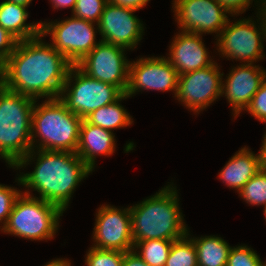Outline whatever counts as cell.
<instances>
[{"label":"cell","mask_w":266,"mask_h":266,"mask_svg":"<svg viewBox=\"0 0 266 266\" xmlns=\"http://www.w3.org/2000/svg\"><path fill=\"white\" fill-rule=\"evenodd\" d=\"M115 140L112 131L88 123L83 119L80 125L76 154L93 171L96 167L97 155L111 156L115 152Z\"/></svg>","instance_id":"obj_18"},{"label":"cell","mask_w":266,"mask_h":266,"mask_svg":"<svg viewBox=\"0 0 266 266\" xmlns=\"http://www.w3.org/2000/svg\"><path fill=\"white\" fill-rule=\"evenodd\" d=\"M263 168L262 152L254 154L248 147L238 150L219 172L218 178L239 192Z\"/></svg>","instance_id":"obj_19"},{"label":"cell","mask_w":266,"mask_h":266,"mask_svg":"<svg viewBox=\"0 0 266 266\" xmlns=\"http://www.w3.org/2000/svg\"><path fill=\"white\" fill-rule=\"evenodd\" d=\"M217 1L221 7L228 12L231 16L240 15L249 7L253 0H215Z\"/></svg>","instance_id":"obj_32"},{"label":"cell","mask_w":266,"mask_h":266,"mask_svg":"<svg viewBox=\"0 0 266 266\" xmlns=\"http://www.w3.org/2000/svg\"><path fill=\"white\" fill-rule=\"evenodd\" d=\"M137 10L107 3L98 23L103 42L134 50L144 35V24L134 14Z\"/></svg>","instance_id":"obj_15"},{"label":"cell","mask_w":266,"mask_h":266,"mask_svg":"<svg viewBox=\"0 0 266 266\" xmlns=\"http://www.w3.org/2000/svg\"><path fill=\"white\" fill-rule=\"evenodd\" d=\"M123 94L120 88L91 78L72 65L59 99L69 111L84 119L96 109L117 101Z\"/></svg>","instance_id":"obj_7"},{"label":"cell","mask_w":266,"mask_h":266,"mask_svg":"<svg viewBox=\"0 0 266 266\" xmlns=\"http://www.w3.org/2000/svg\"><path fill=\"white\" fill-rule=\"evenodd\" d=\"M127 98L129 97L124 93L117 101L96 109L84 119L88 123L112 132L115 129L130 126L134 122L132 116L126 111L124 106L119 103Z\"/></svg>","instance_id":"obj_22"},{"label":"cell","mask_w":266,"mask_h":266,"mask_svg":"<svg viewBox=\"0 0 266 266\" xmlns=\"http://www.w3.org/2000/svg\"><path fill=\"white\" fill-rule=\"evenodd\" d=\"M173 39L167 59L179 75L208 67L214 62L201 34L179 31Z\"/></svg>","instance_id":"obj_17"},{"label":"cell","mask_w":266,"mask_h":266,"mask_svg":"<svg viewBox=\"0 0 266 266\" xmlns=\"http://www.w3.org/2000/svg\"><path fill=\"white\" fill-rule=\"evenodd\" d=\"M187 236L194 242L198 266H227L232 247L222 237L211 235L192 238L189 229Z\"/></svg>","instance_id":"obj_21"},{"label":"cell","mask_w":266,"mask_h":266,"mask_svg":"<svg viewBox=\"0 0 266 266\" xmlns=\"http://www.w3.org/2000/svg\"><path fill=\"white\" fill-rule=\"evenodd\" d=\"M264 215H265V221H266V205L264 206Z\"/></svg>","instance_id":"obj_40"},{"label":"cell","mask_w":266,"mask_h":266,"mask_svg":"<svg viewBox=\"0 0 266 266\" xmlns=\"http://www.w3.org/2000/svg\"><path fill=\"white\" fill-rule=\"evenodd\" d=\"M259 21L260 19H257L260 25L252 18H242L231 24L232 21L228 19L226 26L216 38L218 53L228 60H240V63L244 64H254L263 59L265 39L262 23Z\"/></svg>","instance_id":"obj_9"},{"label":"cell","mask_w":266,"mask_h":266,"mask_svg":"<svg viewBox=\"0 0 266 266\" xmlns=\"http://www.w3.org/2000/svg\"><path fill=\"white\" fill-rule=\"evenodd\" d=\"M18 40L0 26V69L14 51Z\"/></svg>","instance_id":"obj_31"},{"label":"cell","mask_w":266,"mask_h":266,"mask_svg":"<svg viewBox=\"0 0 266 266\" xmlns=\"http://www.w3.org/2000/svg\"><path fill=\"white\" fill-rule=\"evenodd\" d=\"M61 21L41 23V34L45 37L51 35L50 43L72 65L80 62L96 45L98 24L77 18L73 15ZM95 24V25H94ZM96 26L97 28H95ZM97 30V31H96Z\"/></svg>","instance_id":"obj_8"},{"label":"cell","mask_w":266,"mask_h":266,"mask_svg":"<svg viewBox=\"0 0 266 266\" xmlns=\"http://www.w3.org/2000/svg\"><path fill=\"white\" fill-rule=\"evenodd\" d=\"M150 0H108L109 3L132 8L135 10L142 9Z\"/></svg>","instance_id":"obj_33"},{"label":"cell","mask_w":266,"mask_h":266,"mask_svg":"<svg viewBox=\"0 0 266 266\" xmlns=\"http://www.w3.org/2000/svg\"><path fill=\"white\" fill-rule=\"evenodd\" d=\"M122 266H149L133 250L124 252Z\"/></svg>","instance_id":"obj_34"},{"label":"cell","mask_w":266,"mask_h":266,"mask_svg":"<svg viewBox=\"0 0 266 266\" xmlns=\"http://www.w3.org/2000/svg\"><path fill=\"white\" fill-rule=\"evenodd\" d=\"M127 49L100 41L76 66L89 77L112 84L124 93L128 86Z\"/></svg>","instance_id":"obj_10"},{"label":"cell","mask_w":266,"mask_h":266,"mask_svg":"<svg viewBox=\"0 0 266 266\" xmlns=\"http://www.w3.org/2000/svg\"><path fill=\"white\" fill-rule=\"evenodd\" d=\"M107 3L108 0H76L71 12L77 18L98 24Z\"/></svg>","instance_id":"obj_27"},{"label":"cell","mask_w":266,"mask_h":266,"mask_svg":"<svg viewBox=\"0 0 266 266\" xmlns=\"http://www.w3.org/2000/svg\"><path fill=\"white\" fill-rule=\"evenodd\" d=\"M222 76L224 73H221L215 61L208 67L179 75L177 100L195 114H199L222 97Z\"/></svg>","instance_id":"obj_11"},{"label":"cell","mask_w":266,"mask_h":266,"mask_svg":"<svg viewBox=\"0 0 266 266\" xmlns=\"http://www.w3.org/2000/svg\"><path fill=\"white\" fill-rule=\"evenodd\" d=\"M260 149L262 152L263 167L266 168V135L263 136L262 146Z\"/></svg>","instance_id":"obj_37"},{"label":"cell","mask_w":266,"mask_h":266,"mask_svg":"<svg viewBox=\"0 0 266 266\" xmlns=\"http://www.w3.org/2000/svg\"><path fill=\"white\" fill-rule=\"evenodd\" d=\"M35 99L6 89L0 83V158L14 167L31 150Z\"/></svg>","instance_id":"obj_5"},{"label":"cell","mask_w":266,"mask_h":266,"mask_svg":"<svg viewBox=\"0 0 266 266\" xmlns=\"http://www.w3.org/2000/svg\"><path fill=\"white\" fill-rule=\"evenodd\" d=\"M85 257L86 266H122L124 252L90 247Z\"/></svg>","instance_id":"obj_26"},{"label":"cell","mask_w":266,"mask_h":266,"mask_svg":"<svg viewBox=\"0 0 266 266\" xmlns=\"http://www.w3.org/2000/svg\"><path fill=\"white\" fill-rule=\"evenodd\" d=\"M246 111L258 121L266 123V79L253 95L251 103L246 108Z\"/></svg>","instance_id":"obj_30"},{"label":"cell","mask_w":266,"mask_h":266,"mask_svg":"<svg viewBox=\"0 0 266 266\" xmlns=\"http://www.w3.org/2000/svg\"><path fill=\"white\" fill-rule=\"evenodd\" d=\"M9 2H13L16 3L18 5H23V6H27L30 5V3L32 2V0H7Z\"/></svg>","instance_id":"obj_38"},{"label":"cell","mask_w":266,"mask_h":266,"mask_svg":"<svg viewBox=\"0 0 266 266\" xmlns=\"http://www.w3.org/2000/svg\"><path fill=\"white\" fill-rule=\"evenodd\" d=\"M37 101L32 112V149L76 153L83 119L69 111L59 98L45 99L41 104Z\"/></svg>","instance_id":"obj_4"},{"label":"cell","mask_w":266,"mask_h":266,"mask_svg":"<svg viewBox=\"0 0 266 266\" xmlns=\"http://www.w3.org/2000/svg\"><path fill=\"white\" fill-rule=\"evenodd\" d=\"M44 266H71V262L70 260H66L64 259H53L52 261L48 262L47 264H45Z\"/></svg>","instance_id":"obj_36"},{"label":"cell","mask_w":266,"mask_h":266,"mask_svg":"<svg viewBox=\"0 0 266 266\" xmlns=\"http://www.w3.org/2000/svg\"><path fill=\"white\" fill-rule=\"evenodd\" d=\"M165 266H198L194 242L187 235L172 243Z\"/></svg>","instance_id":"obj_24"},{"label":"cell","mask_w":266,"mask_h":266,"mask_svg":"<svg viewBox=\"0 0 266 266\" xmlns=\"http://www.w3.org/2000/svg\"><path fill=\"white\" fill-rule=\"evenodd\" d=\"M51 3L53 4L52 8L54 9H62V8H71V10L73 11L75 4H76V0H50Z\"/></svg>","instance_id":"obj_35"},{"label":"cell","mask_w":266,"mask_h":266,"mask_svg":"<svg viewBox=\"0 0 266 266\" xmlns=\"http://www.w3.org/2000/svg\"><path fill=\"white\" fill-rule=\"evenodd\" d=\"M172 240H144L137 242L133 251L149 266H165Z\"/></svg>","instance_id":"obj_23"},{"label":"cell","mask_w":266,"mask_h":266,"mask_svg":"<svg viewBox=\"0 0 266 266\" xmlns=\"http://www.w3.org/2000/svg\"><path fill=\"white\" fill-rule=\"evenodd\" d=\"M262 23L263 31H264V39L266 40V17H258Z\"/></svg>","instance_id":"obj_39"},{"label":"cell","mask_w":266,"mask_h":266,"mask_svg":"<svg viewBox=\"0 0 266 266\" xmlns=\"http://www.w3.org/2000/svg\"><path fill=\"white\" fill-rule=\"evenodd\" d=\"M231 69L222 81L221 96L225 95L235 119L250 105L253 95L266 79V70L256 64L244 63Z\"/></svg>","instance_id":"obj_16"},{"label":"cell","mask_w":266,"mask_h":266,"mask_svg":"<svg viewBox=\"0 0 266 266\" xmlns=\"http://www.w3.org/2000/svg\"><path fill=\"white\" fill-rule=\"evenodd\" d=\"M93 230L92 247L122 252L133 250L130 207L119 209L107 204L101 205L96 213Z\"/></svg>","instance_id":"obj_14"},{"label":"cell","mask_w":266,"mask_h":266,"mask_svg":"<svg viewBox=\"0 0 266 266\" xmlns=\"http://www.w3.org/2000/svg\"><path fill=\"white\" fill-rule=\"evenodd\" d=\"M249 205H266V168H262L238 192Z\"/></svg>","instance_id":"obj_25"},{"label":"cell","mask_w":266,"mask_h":266,"mask_svg":"<svg viewBox=\"0 0 266 266\" xmlns=\"http://www.w3.org/2000/svg\"><path fill=\"white\" fill-rule=\"evenodd\" d=\"M32 161H36L34 170L25 174L20 172L15 182L28 189L23 193L30 195L29 189L37 191L38 198L57 205L63 211L68 208L79 183L92 173L76 153L42 149H32L13 169L25 168Z\"/></svg>","instance_id":"obj_2"},{"label":"cell","mask_w":266,"mask_h":266,"mask_svg":"<svg viewBox=\"0 0 266 266\" xmlns=\"http://www.w3.org/2000/svg\"><path fill=\"white\" fill-rule=\"evenodd\" d=\"M172 8L178 28L196 34L217 33L226 26L228 16L215 0H173Z\"/></svg>","instance_id":"obj_12"},{"label":"cell","mask_w":266,"mask_h":266,"mask_svg":"<svg viewBox=\"0 0 266 266\" xmlns=\"http://www.w3.org/2000/svg\"><path fill=\"white\" fill-rule=\"evenodd\" d=\"M22 191L17 190L16 187L0 184V229L5 225L12 211L15 200Z\"/></svg>","instance_id":"obj_29"},{"label":"cell","mask_w":266,"mask_h":266,"mask_svg":"<svg viewBox=\"0 0 266 266\" xmlns=\"http://www.w3.org/2000/svg\"><path fill=\"white\" fill-rule=\"evenodd\" d=\"M43 36L18 41L0 69V83L8 90L35 100L60 97L72 64Z\"/></svg>","instance_id":"obj_1"},{"label":"cell","mask_w":266,"mask_h":266,"mask_svg":"<svg viewBox=\"0 0 266 266\" xmlns=\"http://www.w3.org/2000/svg\"><path fill=\"white\" fill-rule=\"evenodd\" d=\"M63 212L53 203L21 192L0 231L31 241L51 240L57 233Z\"/></svg>","instance_id":"obj_6"},{"label":"cell","mask_w":266,"mask_h":266,"mask_svg":"<svg viewBox=\"0 0 266 266\" xmlns=\"http://www.w3.org/2000/svg\"><path fill=\"white\" fill-rule=\"evenodd\" d=\"M254 2H257V3H256V4H257L256 6H258V3H259L260 1H259V0H258V1H257V0L255 1V0H254Z\"/></svg>","instance_id":"obj_42"},{"label":"cell","mask_w":266,"mask_h":266,"mask_svg":"<svg viewBox=\"0 0 266 266\" xmlns=\"http://www.w3.org/2000/svg\"><path fill=\"white\" fill-rule=\"evenodd\" d=\"M27 6L7 0L0 2V26L18 41L32 39L41 34V23H26L29 12Z\"/></svg>","instance_id":"obj_20"},{"label":"cell","mask_w":266,"mask_h":266,"mask_svg":"<svg viewBox=\"0 0 266 266\" xmlns=\"http://www.w3.org/2000/svg\"><path fill=\"white\" fill-rule=\"evenodd\" d=\"M262 266H266V261L265 262H262Z\"/></svg>","instance_id":"obj_41"},{"label":"cell","mask_w":266,"mask_h":266,"mask_svg":"<svg viewBox=\"0 0 266 266\" xmlns=\"http://www.w3.org/2000/svg\"><path fill=\"white\" fill-rule=\"evenodd\" d=\"M176 69L166 57H140L129 64L128 86L125 94L130 98L142 90L173 91L178 88Z\"/></svg>","instance_id":"obj_13"},{"label":"cell","mask_w":266,"mask_h":266,"mask_svg":"<svg viewBox=\"0 0 266 266\" xmlns=\"http://www.w3.org/2000/svg\"><path fill=\"white\" fill-rule=\"evenodd\" d=\"M173 184L130 207L134 245L144 240L176 241L187 235L178 190Z\"/></svg>","instance_id":"obj_3"},{"label":"cell","mask_w":266,"mask_h":266,"mask_svg":"<svg viewBox=\"0 0 266 266\" xmlns=\"http://www.w3.org/2000/svg\"><path fill=\"white\" fill-rule=\"evenodd\" d=\"M260 256L247 245L232 247L227 260V266H262Z\"/></svg>","instance_id":"obj_28"}]
</instances>
